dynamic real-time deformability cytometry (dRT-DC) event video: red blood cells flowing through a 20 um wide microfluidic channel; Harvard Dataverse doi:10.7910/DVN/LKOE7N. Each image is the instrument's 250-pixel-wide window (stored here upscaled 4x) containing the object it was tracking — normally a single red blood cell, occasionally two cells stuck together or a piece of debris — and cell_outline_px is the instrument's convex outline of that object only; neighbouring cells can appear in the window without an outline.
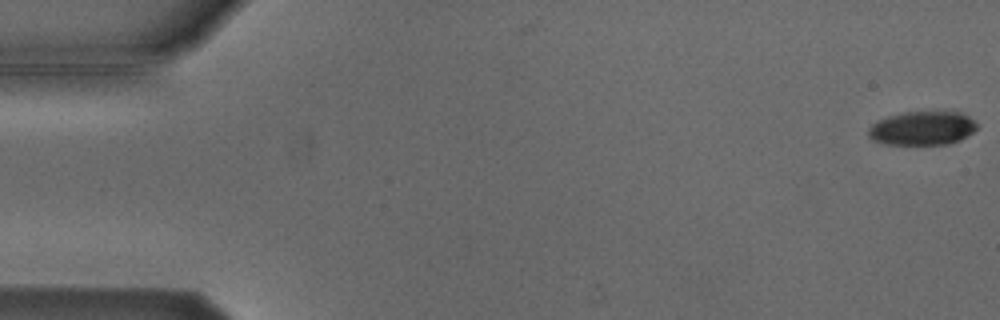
{"species": "Egyptian fruit bat (a non-hibernating species)", "species_latin": "Rousettus aegyptiacus", "temperature_condition": "cold", "stored_images_in_passage": 3, "camera_frame_rate_fps": 3000, "um_per_image_px": 0.085, "animal": {"sex": "male"}, "frame": {"image": 1, "passage_image": 1, "time_ms": 0.0, "image_size_px": [1000, 320], "cell_outline_px": [[976, 128], [972, 132], [960, 140], [948, 144], [888, 144], [872, 140], [868, 136], [868, 128], [872, 124], [888, 116], [904, 112], [960, 112], [968, 116], [976, 124]], "centroid_in_image_um": [78.37, 10.9], "position_along_channel_um": 6.6, "area_um2": 21.15}}